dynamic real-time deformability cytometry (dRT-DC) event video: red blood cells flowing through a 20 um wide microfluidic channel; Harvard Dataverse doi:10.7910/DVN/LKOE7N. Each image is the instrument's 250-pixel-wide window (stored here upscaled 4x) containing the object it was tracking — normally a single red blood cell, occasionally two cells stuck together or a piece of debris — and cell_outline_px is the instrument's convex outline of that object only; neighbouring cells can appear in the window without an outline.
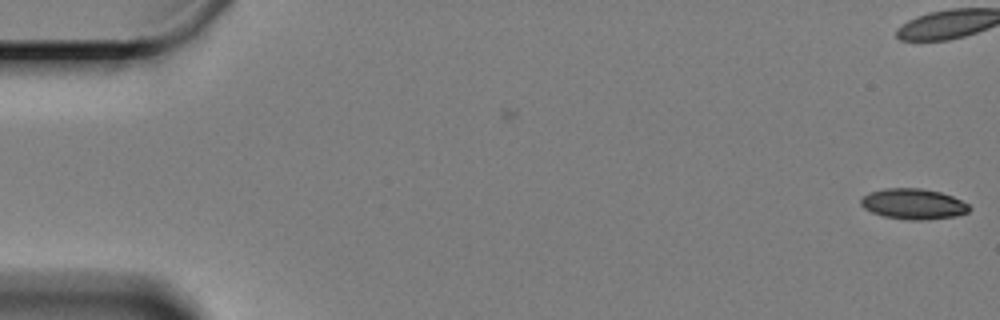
{"species": "Egyptian fruit bat (a non-hibernating species)", "species_latin": "Rousettus aegyptiacus", "temperature_condition": "cold", "stored_images_in_passage": 6, "camera_frame_rate_fps": 3000, "um_per_image_px": 0.085, "animal": {"sex": "female"}, "frame": {"image": 1, "passage_image": 6, "time_ms": 1.667, "image_size_px": [1000, 320], "cell_outline_px": [[972, 208], [968, 212], [956, 216], [924, 220], [908, 220], [884, 216], [872, 212], [864, 208], [860, 204], [860, 200], [868, 192], [884, 188], [920, 188], [940, 192], [952, 196], [968, 204]], "centroid_in_image_um": [77.63, 17.33], "position_along_channel_um": 7.4, "area_um2": 19.36}}